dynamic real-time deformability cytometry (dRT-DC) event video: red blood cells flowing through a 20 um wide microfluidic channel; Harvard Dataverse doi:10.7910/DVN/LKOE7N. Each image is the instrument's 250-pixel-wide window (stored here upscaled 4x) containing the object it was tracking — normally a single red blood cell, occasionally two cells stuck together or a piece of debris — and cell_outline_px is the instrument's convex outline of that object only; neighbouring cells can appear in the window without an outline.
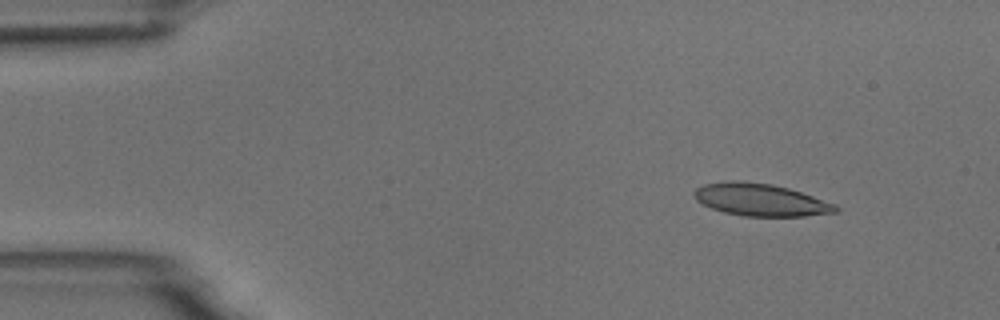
{"species": "common noctule bat (a hibernating species)", "species_latin": "Nyctalus noctula", "temperature_condition": "room temperature", "stored_images_in_passage": 5, "camera_frame_rate_fps": 3000, "um_per_image_px": 0.085, "animal": {"sex": "male", "body_mass_g": 18.8}, "frame": {"image": 1, "passage_image": 2, "time_ms": 1.333, "image_size_px": [1000, 320], "cell_outline_px": [[840, 208], [836, 212], [804, 216], [744, 216], [724, 212], [712, 208], [696, 200], [692, 192], [696, 188], [704, 184], [732, 180], [740, 180], [772, 184], [788, 188], [836, 204]], "centroid_in_image_um": [64.63, 16.98], "position_along_channel_um": 20.4, "area_um2": 26.59}}